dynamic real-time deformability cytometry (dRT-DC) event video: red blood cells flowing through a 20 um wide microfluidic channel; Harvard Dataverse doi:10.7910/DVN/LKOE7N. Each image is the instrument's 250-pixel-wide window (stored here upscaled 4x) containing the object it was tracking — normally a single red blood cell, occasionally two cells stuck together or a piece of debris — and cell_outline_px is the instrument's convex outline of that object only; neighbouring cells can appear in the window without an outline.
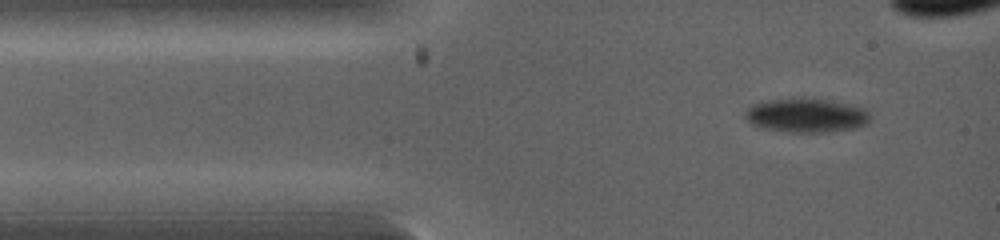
{"species": "common noctule bat (a hibernating species)", "species_latin": "Nyctalus noctula", "temperature_condition": "warm", "stored_images_in_passage": 5, "camera_frame_rate_fps": 5000, "um_per_image_px": 0.085, "animal": {"sex": "female", "body_mass_g": 19.0, "forearm_length_mm": 53.3}, "frame": {"image": 1, "passage_image": 2, "time_ms": 0.4, "image_size_px": [1000, 240], "cell_outline_px": [[872, 116], [868, 124], [856, 128], [828, 132], [788, 132], [764, 128], [752, 124], [744, 116], [744, 112], [752, 104], [764, 100], [800, 96], [828, 100], [868, 108]], "centroid_in_image_um": [68.57, 9.78], "position_along_channel_um": 16.4, "area_um2": 25.55}}